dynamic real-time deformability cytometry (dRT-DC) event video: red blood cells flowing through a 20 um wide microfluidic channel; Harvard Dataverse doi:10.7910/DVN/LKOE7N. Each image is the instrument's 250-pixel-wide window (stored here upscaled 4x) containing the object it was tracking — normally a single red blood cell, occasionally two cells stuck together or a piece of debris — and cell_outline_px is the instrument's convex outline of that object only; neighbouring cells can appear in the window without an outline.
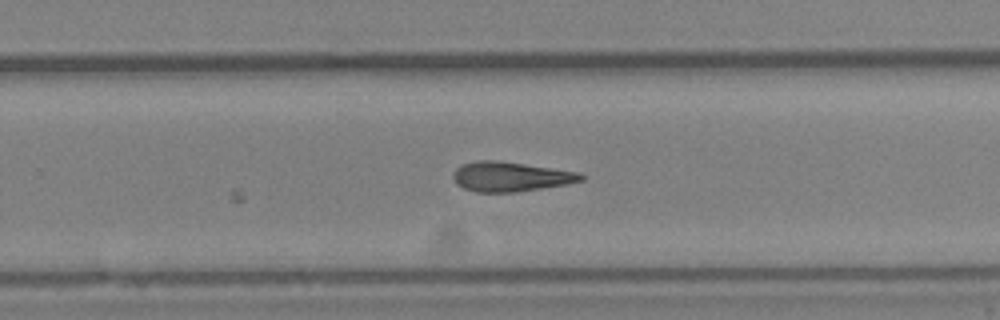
{"species": "Egyptian fruit bat (a non-hibernating species)", "species_latin": "Rousettus aegyptiacus", "temperature_condition": "cold", "stored_images_in_passage": 22, "camera_frame_rate_fps": 3000, "um_per_image_px": 0.085, "animal": {"sex": "female"}, "frame": {"image": 1, "passage_image": 22, "time_ms": 7.0, "image_size_px": [1000, 320], "cell_outline_px": [[584, 180], [568, 184], [516, 192], [476, 192], [464, 188], [456, 184], [452, 176], [452, 172], [460, 164], [476, 160], [496, 160], [524, 164], [576, 172], [584, 176]], "centroid_in_image_um": [43.33, 15.01], "position_along_channel_um": 286.5, "area_um2": 22.08}}